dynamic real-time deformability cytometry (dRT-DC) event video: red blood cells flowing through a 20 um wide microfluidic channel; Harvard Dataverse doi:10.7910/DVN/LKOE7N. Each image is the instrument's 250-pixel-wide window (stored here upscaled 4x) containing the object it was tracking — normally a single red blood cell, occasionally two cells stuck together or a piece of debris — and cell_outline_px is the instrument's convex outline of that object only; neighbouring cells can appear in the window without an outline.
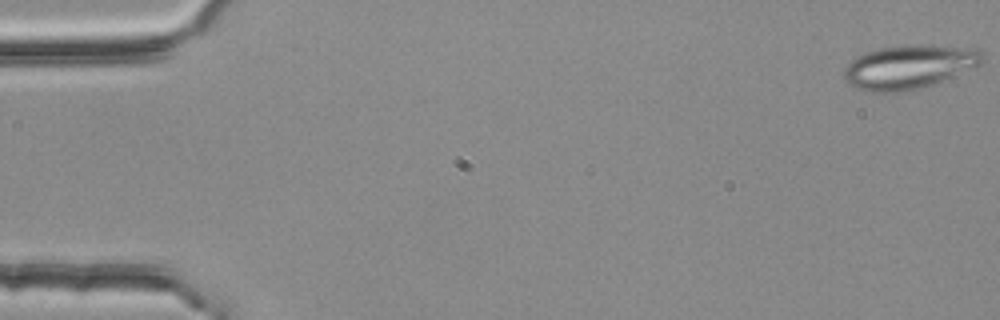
{"species": "common noctule bat (a hibernating species)", "species_latin": "Nyctalus noctula", "temperature_condition": "room temperature", "stored_images_in_passage": 54, "camera_frame_rate_fps": 3000, "um_per_image_px": 0.085, "animal": {"sex": "female", "body_mass_g": 25.1}, "frame": {"image": 1, "passage_image": 1, "time_ms": 0.0, "image_size_px": [1000, 320], "cell_outline_px": [[984, 64], [932, 84], [920, 88], [904, 92], [868, 92], [856, 88], [848, 84], [844, 80], [844, 68], [856, 56], [864, 52], [880, 48], [904, 44], [924, 44], [980, 48], [984, 52]], "centroid_in_image_um": [77.3, 5.66], "position_along_channel_um": 7.7, "area_um2": 36.07}}
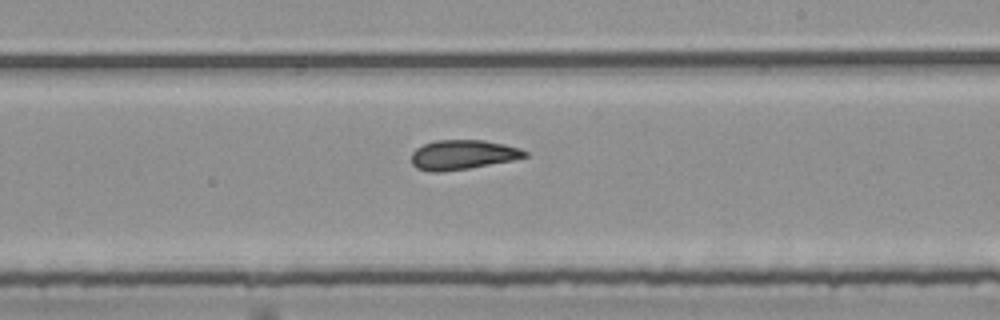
{"frame": {"image": 2, "passage_image": 32, "time_ms": 10.333, "image_size_px": [1000, 320], "cell_outline_px": [[528, 156], [512, 160], [468, 168], [440, 172], [432, 172], [416, 168], [412, 164], [412, 152], [416, 148], [424, 144], [436, 140], [480, 140], [504, 144], [520, 148], [528, 152]], "centroid_in_image_um": [39.31, 13.15], "position_along_channel_um": 249.7, "area_um2": 19.42}}
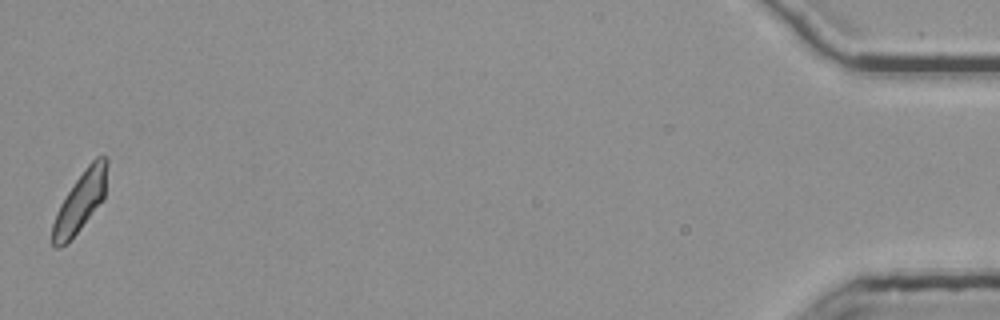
{"frame": {"image": 3, "passage_image": 54, "time_ms": 17.667, "image_size_px": [1000, 320], "cell_outline_px": [[108, 164], [104, 200], [68, 244], [60, 248], [56, 248], [52, 244], [52, 224], [56, 212], [60, 204], [76, 180], [88, 164], [96, 156], [108, 156]], "centroid_in_image_um": [6.84, 17.17], "position_along_channel_um": 428.4, "area_um2": 19.31}, "authors_computed_cell_mechanics": {"area_um2": 19.941, "velocity_mm_per_s": 3.7817, "shape_relaxation_time_tau1_ms": null, "shape_relaxation_time_tau2_ms": 1.8852, "deformation_change_tau1": null, "deformation_change_tau2": 0.0901}}